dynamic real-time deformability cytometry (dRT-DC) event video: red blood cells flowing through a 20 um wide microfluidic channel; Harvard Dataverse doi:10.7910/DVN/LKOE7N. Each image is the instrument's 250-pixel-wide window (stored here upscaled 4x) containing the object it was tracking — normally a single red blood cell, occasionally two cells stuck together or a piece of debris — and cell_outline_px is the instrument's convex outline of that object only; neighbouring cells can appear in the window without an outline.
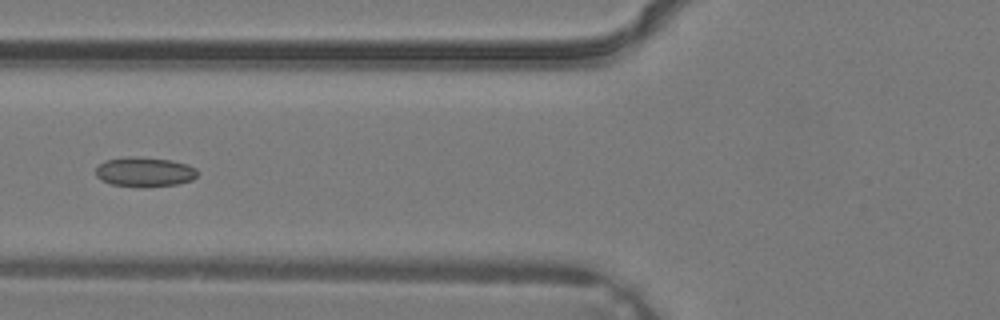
{"species": "common noctule bat (a hibernating species)", "species_latin": "Nyctalus noctula", "temperature_condition": "warm", "stored_images_in_passage": 5, "camera_frame_rate_fps": 3000, "um_per_image_px": 0.085, "animal": {"sex": "male", "body_mass_g": 19.2, "forearm_length_mm": 51.8}, "frame": {"image": 1, "passage_image": 5, "time_ms": 1.333, "image_size_px": [1000, 320], "cell_outline_px": [[196, 176], [192, 180], [176, 184], [112, 184], [100, 180], [96, 176], [96, 168], [104, 160], [124, 156], [136, 156], [168, 160], [188, 164], [196, 168]], "centroid_in_image_um": [12.25, 14.55], "position_along_channel_um": 113.5, "area_um2": 16.82}}